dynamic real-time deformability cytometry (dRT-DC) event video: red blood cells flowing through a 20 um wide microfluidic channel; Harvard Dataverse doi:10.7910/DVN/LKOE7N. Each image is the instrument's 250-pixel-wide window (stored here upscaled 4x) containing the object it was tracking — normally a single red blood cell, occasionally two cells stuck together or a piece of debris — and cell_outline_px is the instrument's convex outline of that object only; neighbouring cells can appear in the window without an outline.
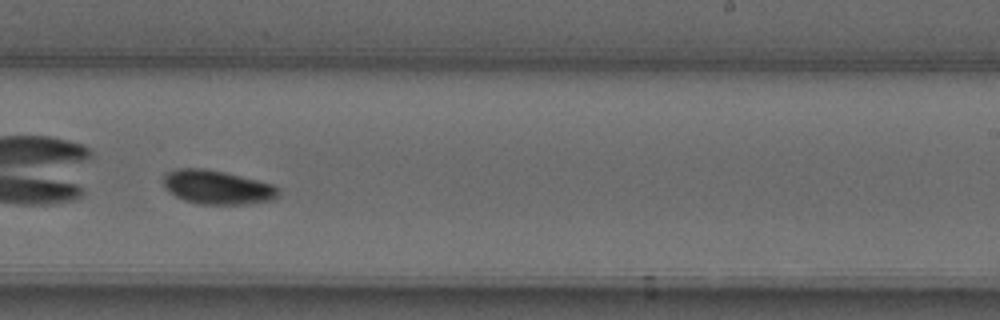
{"species": "common noctule bat (a hibernating species)", "species_latin": "Nyctalus noctula", "temperature_condition": "warm", "stored_images_in_passage": 28, "camera_frame_rate_fps": 3000, "um_per_image_px": 0.085, "animal": {"sex": "male", "forearm_length_mm": 52.5}, "frame": {"image": 1, "passage_image": 20, "time_ms": 6.333, "image_size_px": [1000, 320], "cell_outline_px": [[280, 192], [272, 200], [248, 204], [200, 204], [184, 200], [168, 192], [164, 188], [164, 176], [168, 172], [180, 168], [204, 168], [224, 172], [272, 184]], "centroid_in_image_um": [18.43, 15.92], "position_along_channel_um": 270.6, "area_um2": 22.54}}